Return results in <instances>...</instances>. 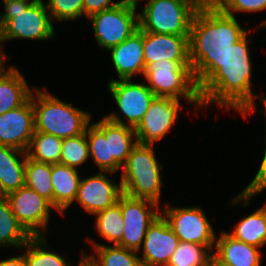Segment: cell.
Wrapping results in <instances>:
<instances>
[{
	"instance_id": "30bf717a",
	"label": "cell",
	"mask_w": 266,
	"mask_h": 266,
	"mask_svg": "<svg viewBox=\"0 0 266 266\" xmlns=\"http://www.w3.org/2000/svg\"><path fill=\"white\" fill-rule=\"evenodd\" d=\"M159 205L148 199L121 194V212L124 219L122 241L118 246L139 252L148 227L161 215Z\"/></svg>"
},
{
	"instance_id": "ab89813d",
	"label": "cell",
	"mask_w": 266,
	"mask_h": 266,
	"mask_svg": "<svg viewBox=\"0 0 266 266\" xmlns=\"http://www.w3.org/2000/svg\"><path fill=\"white\" fill-rule=\"evenodd\" d=\"M3 48H0V75L3 73L4 69V60L7 59V55L3 52Z\"/></svg>"
},
{
	"instance_id": "7c38bea8",
	"label": "cell",
	"mask_w": 266,
	"mask_h": 266,
	"mask_svg": "<svg viewBox=\"0 0 266 266\" xmlns=\"http://www.w3.org/2000/svg\"><path fill=\"white\" fill-rule=\"evenodd\" d=\"M6 198L15 217L31 236H45L41 232L49 223L51 209H54L48 200L26 186L9 193Z\"/></svg>"
},
{
	"instance_id": "4316f807",
	"label": "cell",
	"mask_w": 266,
	"mask_h": 266,
	"mask_svg": "<svg viewBox=\"0 0 266 266\" xmlns=\"http://www.w3.org/2000/svg\"><path fill=\"white\" fill-rule=\"evenodd\" d=\"M51 170V164L38 162L26 157L25 186L35 190L53 206Z\"/></svg>"
},
{
	"instance_id": "6da1fadb",
	"label": "cell",
	"mask_w": 266,
	"mask_h": 266,
	"mask_svg": "<svg viewBox=\"0 0 266 266\" xmlns=\"http://www.w3.org/2000/svg\"><path fill=\"white\" fill-rule=\"evenodd\" d=\"M247 32L235 16L203 2L191 22L189 61L198 89L221 67L225 55Z\"/></svg>"
},
{
	"instance_id": "7bdbcfd3",
	"label": "cell",
	"mask_w": 266,
	"mask_h": 266,
	"mask_svg": "<svg viewBox=\"0 0 266 266\" xmlns=\"http://www.w3.org/2000/svg\"><path fill=\"white\" fill-rule=\"evenodd\" d=\"M202 2H214L215 0H201Z\"/></svg>"
},
{
	"instance_id": "cb8c5ba5",
	"label": "cell",
	"mask_w": 266,
	"mask_h": 266,
	"mask_svg": "<svg viewBox=\"0 0 266 266\" xmlns=\"http://www.w3.org/2000/svg\"><path fill=\"white\" fill-rule=\"evenodd\" d=\"M228 234L246 244L263 247L266 244V203L254 213L243 217Z\"/></svg>"
},
{
	"instance_id": "7a4b0ae2",
	"label": "cell",
	"mask_w": 266,
	"mask_h": 266,
	"mask_svg": "<svg viewBox=\"0 0 266 266\" xmlns=\"http://www.w3.org/2000/svg\"><path fill=\"white\" fill-rule=\"evenodd\" d=\"M248 32L231 47L221 67L199 88L202 107L216 103L234 108L246 118L255 109L258 97L251 90L252 63Z\"/></svg>"
},
{
	"instance_id": "8992f818",
	"label": "cell",
	"mask_w": 266,
	"mask_h": 266,
	"mask_svg": "<svg viewBox=\"0 0 266 266\" xmlns=\"http://www.w3.org/2000/svg\"><path fill=\"white\" fill-rule=\"evenodd\" d=\"M201 0H149L138 13L139 28L145 32L189 36L191 22Z\"/></svg>"
},
{
	"instance_id": "4dcf8cb0",
	"label": "cell",
	"mask_w": 266,
	"mask_h": 266,
	"mask_svg": "<svg viewBox=\"0 0 266 266\" xmlns=\"http://www.w3.org/2000/svg\"><path fill=\"white\" fill-rule=\"evenodd\" d=\"M45 239V236H32L23 246L26 266H70L64 257L46 249Z\"/></svg>"
},
{
	"instance_id": "e575fe53",
	"label": "cell",
	"mask_w": 266,
	"mask_h": 266,
	"mask_svg": "<svg viewBox=\"0 0 266 266\" xmlns=\"http://www.w3.org/2000/svg\"><path fill=\"white\" fill-rule=\"evenodd\" d=\"M213 3L231 16L235 12H259L266 9V0H215ZM260 26L266 27V19Z\"/></svg>"
},
{
	"instance_id": "83f0119b",
	"label": "cell",
	"mask_w": 266,
	"mask_h": 266,
	"mask_svg": "<svg viewBox=\"0 0 266 266\" xmlns=\"http://www.w3.org/2000/svg\"><path fill=\"white\" fill-rule=\"evenodd\" d=\"M96 230L98 233L112 242L113 245H118L122 241L124 232V219L121 212V195L118 201L111 207L96 213Z\"/></svg>"
},
{
	"instance_id": "2e32d148",
	"label": "cell",
	"mask_w": 266,
	"mask_h": 266,
	"mask_svg": "<svg viewBox=\"0 0 266 266\" xmlns=\"http://www.w3.org/2000/svg\"><path fill=\"white\" fill-rule=\"evenodd\" d=\"M32 99L0 115V145L27 150L34 134Z\"/></svg>"
},
{
	"instance_id": "60d3db41",
	"label": "cell",
	"mask_w": 266,
	"mask_h": 266,
	"mask_svg": "<svg viewBox=\"0 0 266 266\" xmlns=\"http://www.w3.org/2000/svg\"><path fill=\"white\" fill-rule=\"evenodd\" d=\"M121 2L126 3L129 6L137 7L139 0H121Z\"/></svg>"
},
{
	"instance_id": "f1b7e54d",
	"label": "cell",
	"mask_w": 266,
	"mask_h": 266,
	"mask_svg": "<svg viewBox=\"0 0 266 266\" xmlns=\"http://www.w3.org/2000/svg\"><path fill=\"white\" fill-rule=\"evenodd\" d=\"M209 250L205 245L180 241L167 266H213Z\"/></svg>"
},
{
	"instance_id": "9a60e30c",
	"label": "cell",
	"mask_w": 266,
	"mask_h": 266,
	"mask_svg": "<svg viewBox=\"0 0 266 266\" xmlns=\"http://www.w3.org/2000/svg\"><path fill=\"white\" fill-rule=\"evenodd\" d=\"M179 242L168 222L160 215L147 229L140 259L144 266H167Z\"/></svg>"
},
{
	"instance_id": "3957f363",
	"label": "cell",
	"mask_w": 266,
	"mask_h": 266,
	"mask_svg": "<svg viewBox=\"0 0 266 266\" xmlns=\"http://www.w3.org/2000/svg\"><path fill=\"white\" fill-rule=\"evenodd\" d=\"M3 1L5 12L0 14V43L16 38L47 40L55 36L52 19L43 0Z\"/></svg>"
},
{
	"instance_id": "ac0fdd59",
	"label": "cell",
	"mask_w": 266,
	"mask_h": 266,
	"mask_svg": "<svg viewBox=\"0 0 266 266\" xmlns=\"http://www.w3.org/2000/svg\"><path fill=\"white\" fill-rule=\"evenodd\" d=\"M111 60L120 79L145 74L143 31L138 28L121 44L109 49Z\"/></svg>"
},
{
	"instance_id": "836d02e7",
	"label": "cell",
	"mask_w": 266,
	"mask_h": 266,
	"mask_svg": "<svg viewBox=\"0 0 266 266\" xmlns=\"http://www.w3.org/2000/svg\"><path fill=\"white\" fill-rule=\"evenodd\" d=\"M46 5L52 21H70L84 15L83 0H48Z\"/></svg>"
},
{
	"instance_id": "4fadbf2b",
	"label": "cell",
	"mask_w": 266,
	"mask_h": 266,
	"mask_svg": "<svg viewBox=\"0 0 266 266\" xmlns=\"http://www.w3.org/2000/svg\"><path fill=\"white\" fill-rule=\"evenodd\" d=\"M180 100L155 97L141 122L135 128L137 142L152 145L161 140L176 124Z\"/></svg>"
},
{
	"instance_id": "44dd1931",
	"label": "cell",
	"mask_w": 266,
	"mask_h": 266,
	"mask_svg": "<svg viewBox=\"0 0 266 266\" xmlns=\"http://www.w3.org/2000/svg\"><path fill=\"white\" fill-rule=\"evenodd\" d=\"M16 154L23 155V160ZM26 152L20 149L0 145V196L25 186Z\"/></svg>"
},
{
	"instance_id": "d4e9b609",
	"label": "cell",
	"mask_w": 266,
	"mask_h": 266,
	"mask_svg": "<svg viewBox=\"0 0 266 266\" xmlns=\"http://www.w3.org/2000/svg\"><path fill=\"white\" fill-rule=\"evenodd\" d=\"M31 237L15 217L8 199L0 196V247L22 248Z\"/></svg>"
},
{
	"instance_id": "484cf974",
	"label": "cell",
	"mask_w": 266,
	"mask_h": 266,
	"mask_svg": "<svg viewBox=\"0 0 266 266\" xmlns=\"http://www.w3.org/2000/svg\"><path fill=\"white\" fill-rule=\"evenodd\" d=\"M63 139L34 131L26 150L28 158L47 164L60 163Z\"/></svg>"
},
{
	"instance_id": "5b68a950",
	"label": "cell",
	"mask_w": 266,
	"mask_h": 266,
	"mask_svg": "<svg viewBox=\"0 0 266 266\" xmlns=\"http://www.w3.org/2000/svg\"><path fill=\"white\" fill-rule=\"evenodd\" d=\"M156 160L152 145L137 143L122 166V193L140 199H148L159 205L161 168Z\"/></svg>"
},
{
	"instance_id": "7402d4cb",
	"label": "cell",
	"mask_w": 266,
	"mask_h": 266,
	"mask_svg": "<svg viewBox=\"0 0 266 266\" xmlns=\"http://www.w3.org/2000/svg\"><path fill=\"white\" fill-rule=\"evenodd\" d=\"M51 176L53 207L63 216L76 199L81 178L76 168L60 163L52 164Z\"/></svg>"
},
{
	"instance_id": "f546056e",
	"label": "cell",
	"mask_w": 266,
	"mask_h": 266,
	"mask_svg": "<svg viewBox=\"0 0 266 266\" xmlns=\"http://www.w3.org/2000/svg\"><path fill=\"white\" fill-rule=\"evenodd\" d=\"M92 243L98 259L92 254L90 256L99 266H144L137 251L118 245L108 246Z\"/></svg>"
},
{
	"instance_id": "d590c367",
	"label": "cell",
	"mask_w": 266,
	"mask_h": 266,
	"mask_svg": "<svg viewBox=\"0 0 266 266\" xmlns=\"http://www.w3.org/2000/svg\"><path fill=\"white\" fill-rule=\"evenodd\" d=\"M266 138V137H265ZM266 188V139H265V151L262 158V162L260 165V168L258 169L257 174L255 175L254 179L250 182L249 185L244 188L242 192L237 195L236 198L232 201L233 205L241 203L240 201H243V204L245 206L249 205V201L251 197H254L256 194H259V192H262Z\"/></svg>"
},
{
	"instance_id": "f35d334b",
	"label": "cell",
	"mask_w": 266,
	"mask_h": 266,
	"mask_svg": "<svg viewBox=\"0 0 266 266\" xmlns=\"http://www.w3.org/2000/svg\"><path fill=\"white\" fill-rule=\"evenodd\" d=\"M82 253V258L78 266H99L91 256L84 254V252Z\"/></svg>"
},
{
	"instance_id": "d6a6232c",
	"label": "cell",
	"mask_w": 266,
	"mask_h": 266,
	"mask_svg": "<svg viewBox=\"0 0 266 266\" xmlns=\"http://www.w3.org/2000/svg\"><path fill=\"white\" fill-rule=\"evenodd\" d=\"M86 132L63 139L60 164L76 168L89 158Z\"/></svg>"
},
{
	"instance_id": "8fae6325",
	"label": "cell",
	"mask_w": 266,
	"mask_h": 266,
	"mask_svg": "<svg viewBox=\"0 0 266 266\" xmlns=\"http://www.w3.org/2000/svg\"><path fill=\"white\" fill-rule=\"evenodd\" d=\"M161 213L179 238V241L205 245L213 252L212 248L216 241V233L202 208H171L166 206Z\"/></svg>"
},
{
	"instance_id": "ffe728a7",
	"label": "cell",
	"mask_w": 266,
	"mask_h": 266,
	"mask_svg": "<svg viewBox=\"0 0 266 266\" xmlns=\"http://www.w3.org/2000/svg\"><path fill=\"white\" fill-rule=\"evenodd\" d=\"M105 138L108 140L109 148V172L115 173L126 163L132 149L138 143L135 129L111 122L105 117Z\"/></svg>"
},
{
	"instance_id": "52a82bcc",
	"label": "cell",
	"mask_w": 266,
	"mask_h": 266,
	"mask_svg": "<svg viewBox=\"0 0 266 266\" xmlns=\"http://www.w3.org/2000/svg\"><path fill=\"white\" fill-rule=\"evenodd\" d=\"M144 77L156 97L180 100L182 96L196 107H202L190 61L160 60L146 68Z\"/></svg>"
},
{
	"instance_id": "9c48e42d",
	"label": "cell",
	"mask_w": 266,
	"mask_h": 266,
	"mask_svg": "<svg viewBox=\"0 0 266 266\" xmlns=\"http://www.w3.org/2000/svg\"><path fill=\"white\" fill-rule=\"evenodd\" d=\"M119 112L105 116L109 121L136 128L156 97L144 83H133L131 79L110 80L107 83ZM124 114L127 123L120 118Z\"/></svg>"
},
{
	"instance_id": "1f68e13d",
	"label": "cell",
	"mask_w": 266,
	"mask_h": 266,
	"mask_svg": "<svg viewBox=\"0 0 266 266\" xmlns=\"http://www.w3.org/2000/svg\"><path fill=\"white\" fill-rule=\"evenodd\" d=\"M89 156L98 165L100 171L109 172V148L105 138V117L86 128Z\"/></svg>"
},
{
	"instance_id": "5bb4252c",
	"label": "cell",
	"mask_w": 266,
	"mask_h": 266,
	"mask_svg": "<svg viewBox=\"0 0 266 266\" xmlns=\"http://www.w3.org/2000/svg\"><path fill=\"white\" fill-rule=\"evenodd\" d=\"M104 173L99 171L96 175L80 180L76 201L89 214H96L113 206L122 194L121 184L111 181Z\"/></svg>"
},
{
	"instance_id": "8d00e7d4",
	"label": "cell",
	"mask_w": 266,
	"mask_h": 266,
	"mask_svg": "<svg viewBox=\"0 0 266 266\" xmlns=\"http://www.w3.org/2000/svg\"><path fill=\"white\" fill-rule=\"evenodd\" d=\"M112 1L113 0H83L84 15L86 18H89L91 15L117 6L121 2L112 3Z\"/></svg>"
},
{
	"instance_id": "277c9868",
	"label": "cell",
	"mask_w": 266,
	"mask_h": 266,
	"mask_svg": "<svg viewBox=\"0 0 266 266\" xmlns=\"http://www.w3.org/2000/svg\"><path fill=\"white\" fill-rule=\"evenodd\" d=\"M35 88L31 94L34 110V130L54 135L61 139L84 134L90 124L91 116L88 112L73 107Z\"/></svg>"
},
{
	"instance_id": "ba28073f",
	"label": "cell",
	"mask_w": 266,
	"mask_h": 266,
	"mask_svg": "<svg viewBox=\"0 0 266 266\" xmlns=\"http://www.w3.org/2000/svg\"><path fill=\"white\" fill-rule=\"evenodd\" d=\"M136 7L120 2L117 6L91 15L97 44L102 49H111L125 41L139 28Z\"/></svg>"
},
{
	"instance_id": "603a6c76",
	"label": "cell",
	"mask_w": 266,
	"mask_h": 266,
	"mask_svg": "<svg viewBox=\"0 0 266 266\" xmlns=\"http://www.w3.org/2000/svg\"><path fill=\"white\" fill-rule=\"evenodd\" d=\"M32 92L16 67L4 70L0 75V115L25 104Z\"/></svg>"
},
{
	"instance_id": "b9f144b4",
	"label": "cell",
	"mask_w": 266,
	"mask_h": 266,
	"mask_svg": "<svg viewBox=\"0 0 266 266\" xmlns=\"http://www.w3.org/2000/svg\"><path fill=\"white\" fill-rule=\"evenodd\" d=\"M260 100L262 101L261 104L263 103L262 104L263 109H261L262 110L261 112H263V111L266 112V97H260Z\"/></svg>"
},
{
	"instance_id": "e0dca14e",
	"label": "cell",
	"mask_w": 266,
	"mask_h": 266,
	"mask_svg": "<svg viewBox=\"0 0 266 266\" xmlns=\"http://www.w3.org/2000/svg\"><path fill=\"white\" fill-rule=\"evenodd\" d=\"M143 50L146 68L160 60L189 61V36L143 31Z\"/></svg>"
},
{
	"instance_id": "d6986e66",
	"label": "cell",
	"mask_w": 266,
	"mask_h": 266,
	"mask_svg": "<svg viewBox=\"0 0 266 266\" xmlns=\"http://www.w3.org/2000/svg\"><path fill=\"white\" fill-rule=\"evenodd\" d=\"M215 243L213 266H260L262 254L258 247L238 241L226 232Z\"/></svg>"
},
{
	"instance_id": "74e56055",
	"label": "cell",
	"mask_w": 266,
	"mask_h": 266,
	"mask_svg": "<svg viewBox=\"0 0 266 266\" xmlns=\"http://www.w3.org/2000/svg\"><path fill=\"white\" fill-rule=\"evenodd\" d=\"M0 266H26L24 255L14 256L0 261Z\"/></svg>"
}]
</instances>
